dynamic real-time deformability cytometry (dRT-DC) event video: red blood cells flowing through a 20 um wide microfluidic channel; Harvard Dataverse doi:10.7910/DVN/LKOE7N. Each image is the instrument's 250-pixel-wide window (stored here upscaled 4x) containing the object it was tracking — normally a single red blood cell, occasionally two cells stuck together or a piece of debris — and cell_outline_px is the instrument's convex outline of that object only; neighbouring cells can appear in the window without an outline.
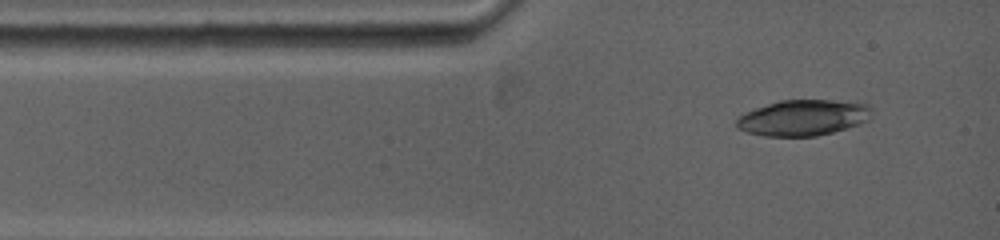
{"species": "common noctule bat (a hibernating species)", "species_latin": "Nyctalus noctula", "temperature_condition": "warm", "stored_images_in_passage": 7, "camera_frame_rate_fps": 5000, "um_per_image_px": 0.085, "animal": {"sex": "female", "body_mass_g": 19.0, "forearm_length_mm": 53.3}, "frame": {"image": 1, "passage_image": 1, "time_ms": 0.0, "image_size_px": [1000, 240], "cell_outline_px": [[872, 108], [868, 120], [832, 132], [816, 136], [764, 136], [748, 132], [740, 128], [736, 124], [736, 120], [744, 112], [780, 100], [828, 100], [868, 104]], "centroid_in_image_um": [68.25, 10.0], "position_along_channel_um": 16.8, "area_um2": 27.8}}
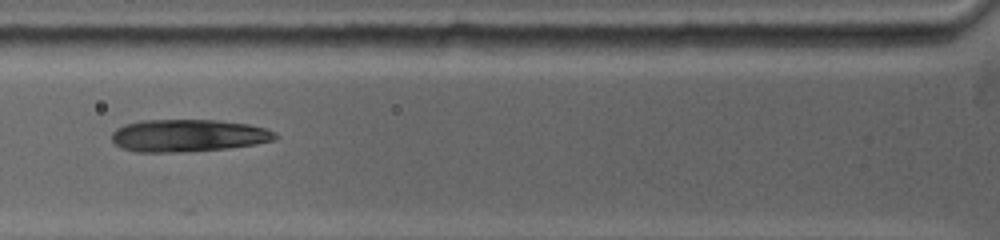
{"frame": {"image": 2, "passage_image": 4, "time_ms": 3.0, "image_size_px": [1000, 240], "cell_outline_px": [[280, 136], [276, 140], [256, 144], [228, 148], [184, 152], [136, 152], [120, 148], [112, 140], [112, 132], [116, 128], [124, 124], [140, 120], [216, 120], [248, 124], [264, 128], [276, 132]], "centroid_in_image_um": [15.99, 11.52], "position_along_channel_um": 109.8, "area_um2": 31.15}}
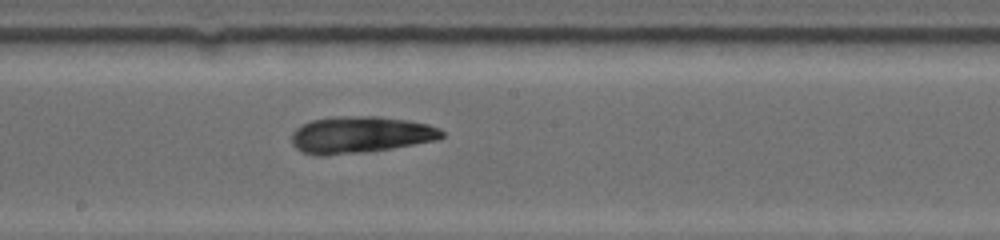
{"frame": {"image": 3, "passage_image": 7, "time_ms": 5.8, "image_size_px": [1000, 240], "cell_outline_px": [[444, 136], [436, 140], [392, 148], [368, 152], [328, 156], [312, 156], [300, 152], [292, 144], [292, 132], [300, 124], [312, 120], [336, 116], [376, 116], [408, 120], [428, 124], [440, 128], [444, 132]], "centroid_in_image_um": [30.58, 11.46], "position_along_channel_um": 217.6, "area_um2": 32.66}}